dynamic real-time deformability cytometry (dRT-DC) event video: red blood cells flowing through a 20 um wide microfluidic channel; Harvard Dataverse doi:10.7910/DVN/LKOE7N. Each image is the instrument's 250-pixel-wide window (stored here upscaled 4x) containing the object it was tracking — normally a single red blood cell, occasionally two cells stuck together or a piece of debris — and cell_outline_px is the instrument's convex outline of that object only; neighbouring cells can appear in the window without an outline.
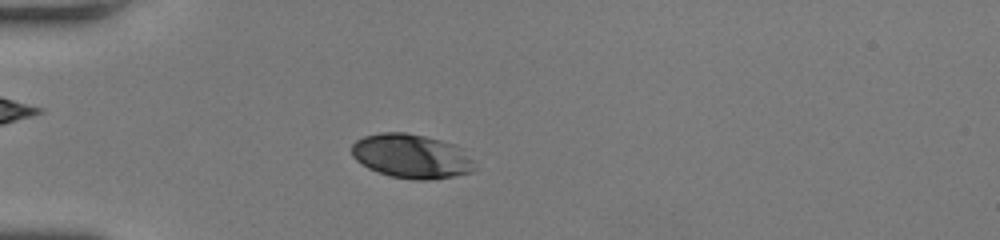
{"species": "human", "species_latin": "Homo sapiens", "temperature_condition": "room temperature", "stored_images_in_passage": 47, "camera_frame_rate_fps": 3000, "um_per_image_px": 0.085, "donor": {"sex": "female"}, "frame": {"image": 1, "passage_image": 12, "time_ms": 3.667, "image_size_px": [1000, 240], "cell_outline_px": [[476, 172], [456, 176], [428, 180], [412, 180], [388, 176], [376, 172], [368, 168], [356, 160], [352, 156], [352, 144], [356, 140], [364, 136], [380, 132], [404, 132], [424, 136], [456, 144], [476, 160]], "centroid_in_image_um": [35.03, 13.29], "position_along_channel_um": 50.0, "area_um2": 32.37}}
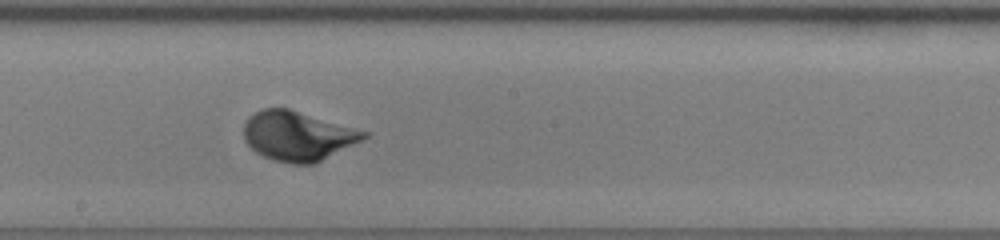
{"frame": {"image": 2, "passage_image": 26, "time_ms": 8.333, "image_size_px": [1000, 240], "cell_outline_px": [[368, 136], [316, 164], [292, 164], [272, 160], [256, 152], [244, 140], [244, 124], [248, 116], [264, 108], [288, 108], [368, 132]], "centroid_in_image_um": [25.27, 11.56], "position_along_channel_um": 222.9, "area_um2": 34.39}}
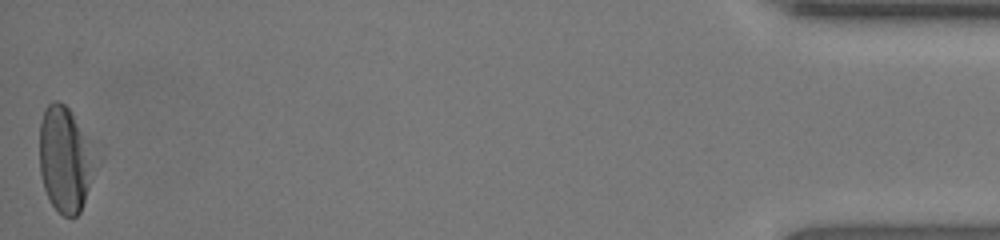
{"frame": {"image": 3, "passage_image": 47, "time_ms": 15.333, "image_size_px": [1000, 240], "cell_outline_px": [[88, 188], [80, 212], [76, 216], [64, 216], [52, 204], [44, 188], [40, 172], [40, 124], [44, 108], [52, 100], [56, 100], [64, 104], [72, 112], [88, 160]], "centroid_in_image_um": [5.34, 13.57], "position_along_channel_um": 429.9, "area_um2": 31.1}, "authors_computed_cell_mechanics": {"area_um2": 32.8304, "velocity_mm_per_s": 4.205, "shape_relaxation_time_tau1_ms": 2.0967, "shape_relaxation_time_tau2_ms": null, "deformation_change_tau1": 0.1529, "deformation_change_tau2": null}}